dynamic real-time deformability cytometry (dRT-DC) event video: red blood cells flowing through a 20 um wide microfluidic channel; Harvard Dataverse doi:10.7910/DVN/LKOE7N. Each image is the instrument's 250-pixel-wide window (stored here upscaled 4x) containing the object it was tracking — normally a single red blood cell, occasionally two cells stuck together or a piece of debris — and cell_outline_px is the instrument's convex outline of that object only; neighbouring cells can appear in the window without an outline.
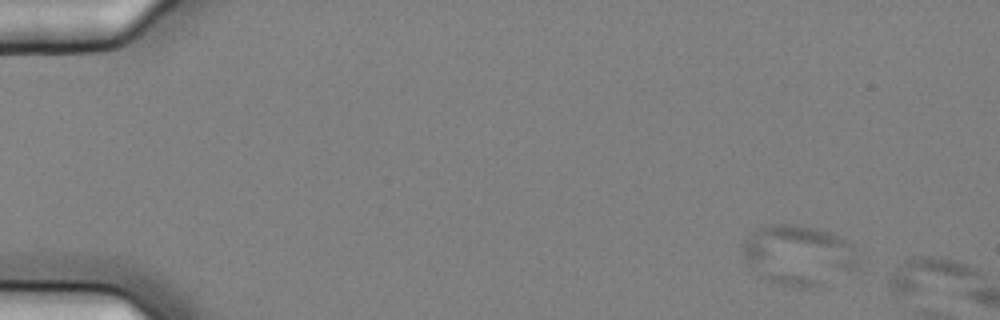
{"species": "common noctule bat (a hibernating species)", "species_latin": "Nyctalus noctula", "temperature_condition": "cold", "stored_images_in_passage": 3, "camera_frame_rate_fps": 3000, "um_per_image_px": 0.085, "animal": {"sex": "female", "body_mass_g": 25.1}, "frame": {"image": 1, "passage_image": 2, "time_ms": 0.333, "image_size_px": [1000, 320], "cell_outline_px": [[864, 272], [816, 288], [800, 288], [780, 284], [760, 276], [752, 268], [744, 256], [740, 244], [756, 228], [764, 224], [796, 224], [816, 228], [832, 232], [840, 236], [852, 244], [860, 256]], "centroid_in_image_um": [68.05, 21.72], "position_along_channel_um": 17.0, "area_um2": 42.48}}